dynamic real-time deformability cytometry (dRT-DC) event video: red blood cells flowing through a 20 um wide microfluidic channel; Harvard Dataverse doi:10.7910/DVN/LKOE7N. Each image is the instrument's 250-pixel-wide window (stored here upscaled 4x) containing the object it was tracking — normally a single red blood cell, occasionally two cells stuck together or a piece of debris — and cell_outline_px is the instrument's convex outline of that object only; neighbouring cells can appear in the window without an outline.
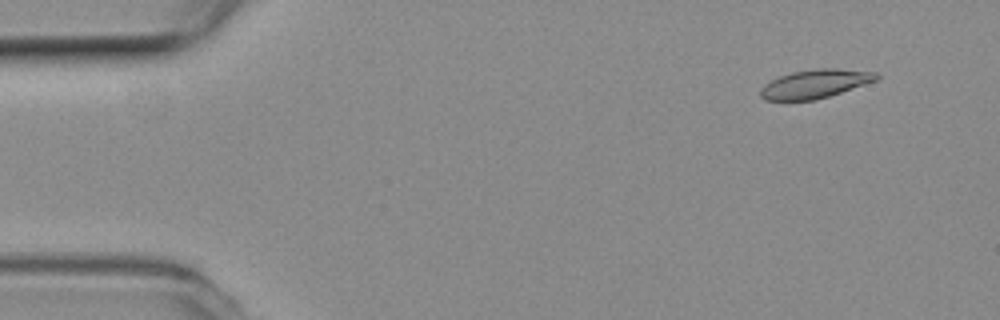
{"species": "common noctule bat (a hibernating species)", "species_latin": "Nyctalus noctula", "temperature_condition": "room temperature", "stored_images_in_passage": 55, "camera_frame_rate_fps": 3000, "um_per_image_px": 0.085, "animal": {"sex": "female", "body_mass_g": 19.3, "forearm_length_mm": 54.1}, "frame": {"image": 1, "passage_image": 5, "time_ms": 1.333, "image_size_px": [1000, 320], "cell_outline_px": [[880, 76], [876, 80], [816, 100], [764, 100], [760, 96], [760, 88], [764, 84], [780, 76], [792, 72], [820, 68], [836, 68], [876, 72]], "centroid_in_image_um": [69.25, 7.12], "position_along_channel_um": 15.7, "area_um2": 19.13}}
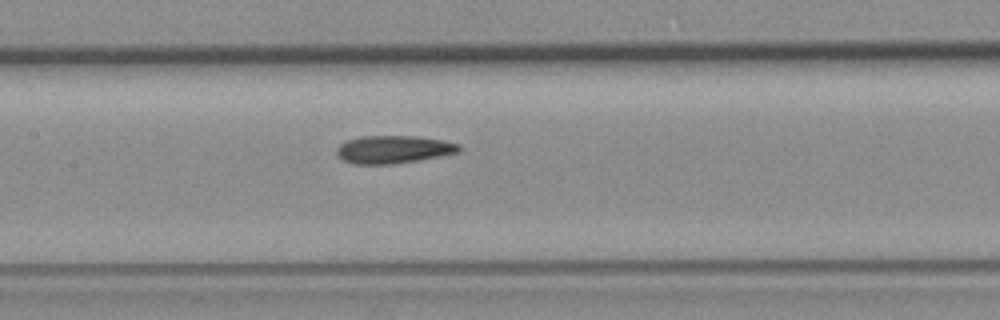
{"frame": {"image": 2, "passage_image": 26, "time_ms": 8.333, "image_size_px": [1000, 320], "cell_outline_px": [[460, 152], [420, 160], [392, 164], [352, 164], [344, 160], [336, 152], [336, 148], [340, 144], [348, 140], [360, 136], [416, 136], [444, 140], [460, 144]], "centroid_in_image_um": [33.46, 12.7], "position_along_channel_um": 173.9, "area_um2": 19.88}}
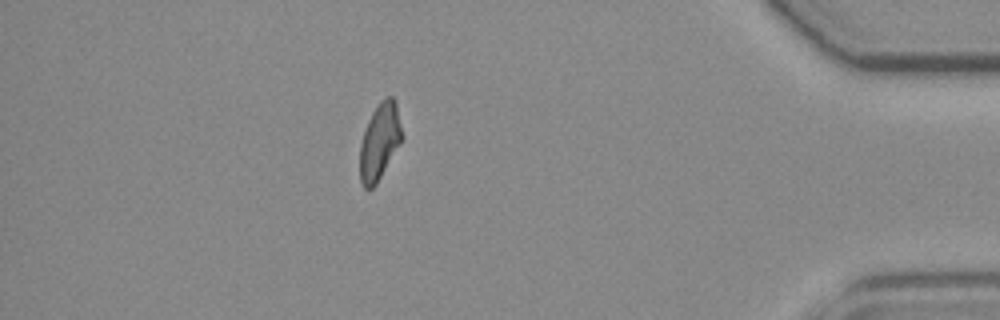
{"frame": {"image": 3, "passage_image": 48, "time_ms": 15.667, "image_size_px": [1000, 320], "cell_outline_px": [[400, 144], [376, 184], [372, 188], [364, 188], [360, 180], [360, 144], [368, 120], [372, 112], [380, 100], [388, 96], [392, 96], [396, 100], [400, 128]], "centroid_in_image_um": [32.24, 12.02], "position_along_channel_um": 403.0, "area_um2": 18.32}, "authors_computed_cell_mechanics": {"area_um2": 19.4208, "velocity_mm_per_s": 3.7853, "shape_relaxation_time_tau1_ms": null, "shape_relaxation_time_tau2_ms": 2.9912, "deformation_change_tau1": null, "deformation_change_tau2": 0.1003}}